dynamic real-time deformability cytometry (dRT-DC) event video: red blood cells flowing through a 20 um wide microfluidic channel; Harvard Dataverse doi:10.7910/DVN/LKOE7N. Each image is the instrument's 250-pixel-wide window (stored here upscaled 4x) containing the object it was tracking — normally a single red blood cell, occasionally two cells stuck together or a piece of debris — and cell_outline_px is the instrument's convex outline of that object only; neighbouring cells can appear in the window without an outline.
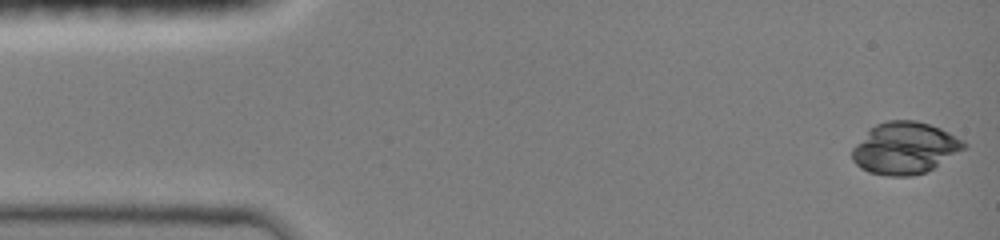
{"species": "common noctule bat (a hibernating species)", "species_latin": "Nyctalus noctula", "temperature_condition": "room temperature", "stored_images_in_passage": 31, "camera_frame_rate_fps": 3000, "um_per_image_px": 0.085, "animal": {"sex": "female", "body_mass_g": 19.0, "forearm_length_mm": 51.5}, "frame": {"image": 1, "passage_image": 1, "time_ms": 0.0, "image_size_px": [1000, 240], "cell_outline_px": [[968, 148], [932, 168], [924, 172], [912, 176], [888, 176], [868, 172], [860, 168], [852, 160], [852, 148], [868, 128], [876, 124], [888, 120], [916, 120], [940, 128], [964, 140], [968, 144]], "centroid_in_image_um": [76.9, 12.58], "position_along_channel_um": 8.1, "area_um2": 34.04}}
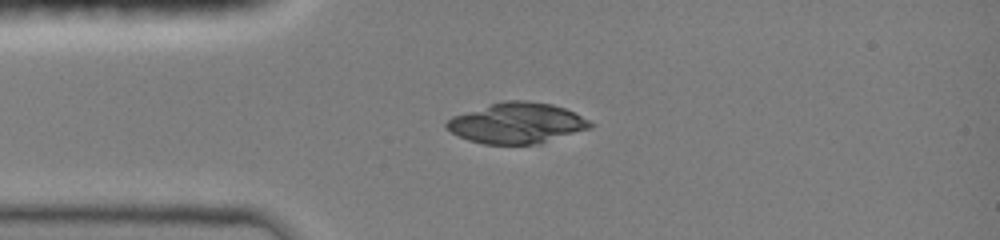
{"frame": {"image": 2, "passage_image": 11, "time_ms": 3.333, "image_size_px": [1000, 240], "cell_outline_px": [[596, 124], [592, 128], [540, 144], [484, 144], [468, 140], [452, 132], [444, 124], [452, 116], [504, 100], [528, 100], [552, 104], [564, 108]], "centroid_in_image_um": [43.97, 10.47], "position_along_channel_um": 41.0, "area_um2": 33.99}}